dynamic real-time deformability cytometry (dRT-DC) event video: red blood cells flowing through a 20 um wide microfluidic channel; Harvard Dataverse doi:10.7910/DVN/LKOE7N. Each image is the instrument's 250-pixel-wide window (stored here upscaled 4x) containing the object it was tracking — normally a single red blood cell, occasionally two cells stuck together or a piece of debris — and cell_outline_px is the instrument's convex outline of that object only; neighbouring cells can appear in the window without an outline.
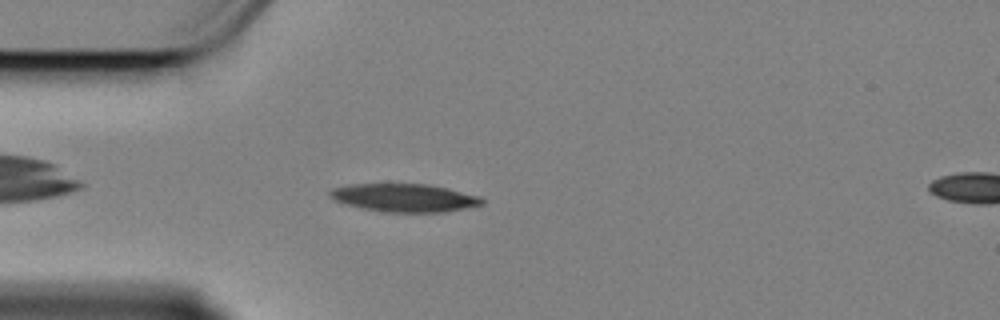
{"species": "Egyptian fruit bat (a non-hibernating species)", "species_latin": "Rousettus aegyptiacus", "temperature_condition": "cold", "stored_images_in_passage": 48, "camera_frame_rate_fps": 3000, "um_per_image_px": 0.085, "animal": {"sex": "female"}, "frame": {"image": 1, "passage_image": 5, "time_ms": 1.333, "image_size_px": [1000, 320], "cell_outline_px": [[484, 204], [444, 212], [384, 212], [360, 208], [344, 204], [336, 200], [328, 192], [332, 188], [352, 184], [428, 184], [480, 196], [484, 200]], "centroid_in_image_um": [34.36, 16.81], "position_along_channel_um": 50.6, "area_um2": 24.74}}
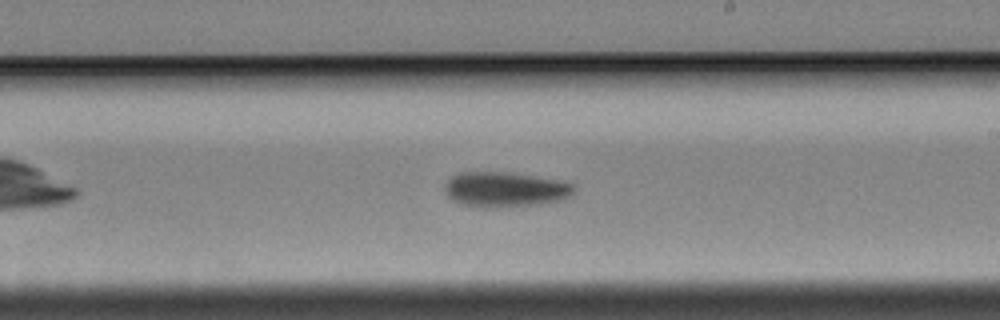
{"frame": {"image": 2, "passage_image": 23, "time_ms": 7.333, "image_size_px": [1000, 320], "cell_outline_px": [[576, 188], [572, 196], [564, 200], [540, 204], [488, 208], [484, 208], [460, 204], [452, 200], [448, 196], [444, 184], [452, 176], [460, 172], [508, 172], [564, 180], [572, 184]], "centroid_in_image_um": [42.99, 16.1], "position_along_channel_um": 246.0, "area_um2": 26.82}}
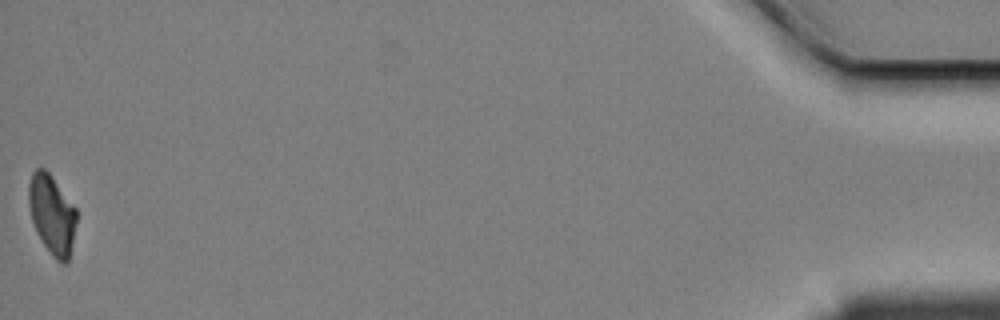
{"frame": {"image": 3, "passage_image": 48, "time_ms": 15.667, "image_size_px": [1000, 320], "cell_outline_px": [[76, 224], [68, 264], [60, 264], [52, 256], [36, 232], [32, 220], [28, 204], [28, 184], [32, 172], [36, 168], [44, 168], [48, 172], [76, 208]], "centroid_in_image_um": [4.41, 18.25], "position_along_channel_um": 430.8, "area_um2": 22.14}, "authors_computed_cell_mechanics": {"area_um2": 24.9985, "velocity_mm_per_s": 3.3841, "shape_relaxation_time_tau1_ms": 3.4707, "shape_relaxation_time_tau2_ms": null, "deformation_change_tau1": 0.1178, "deformation_change_tau2": null}}